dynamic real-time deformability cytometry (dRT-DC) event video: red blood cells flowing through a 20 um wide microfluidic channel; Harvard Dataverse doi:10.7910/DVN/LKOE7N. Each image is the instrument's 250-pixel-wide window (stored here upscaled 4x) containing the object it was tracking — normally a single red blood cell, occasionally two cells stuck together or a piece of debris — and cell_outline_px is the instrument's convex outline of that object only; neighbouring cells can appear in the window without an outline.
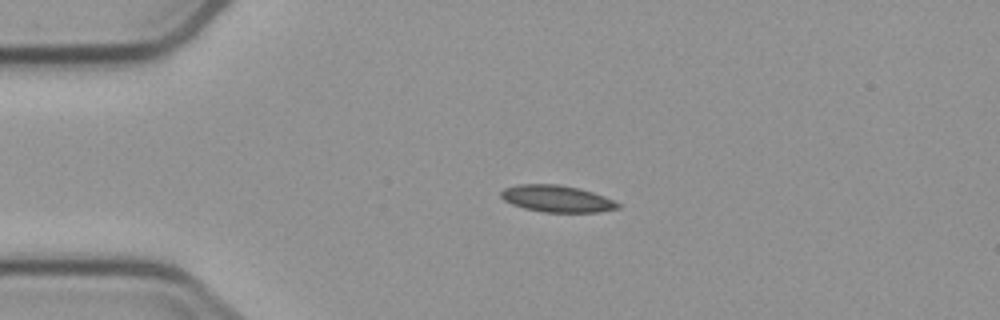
{"species": "common noctule bat (a hibernating species)", "species_latin": "Nyctalus noctula", "temperature_condition": "cold", "stored_images_in_passage": 4, "camera_frame_rate_fps": 3000, "um_per_image_px": 0.085, "animal": {"sex": "male", "body_mass_g": 23.1, "forearm_length_mm": 52.7}, "frame": {"image": 1, "passage_image": 3, "time_ms": 2.333, "image_size_px": [1000, 320], "cell_outline_px": [[620, 208], [600, 212], [544, 212], [524, 208], [512, 204], [504, 200], [500, 196], [500, 192], [504, 188], [516, 184], [560, 184], [580, 188], [604, 196], [620, 204]], "centroid_in_image_um": [47.32, 16.88], "position_along_channel_um": 37.7, "area_um2": 18.32}}